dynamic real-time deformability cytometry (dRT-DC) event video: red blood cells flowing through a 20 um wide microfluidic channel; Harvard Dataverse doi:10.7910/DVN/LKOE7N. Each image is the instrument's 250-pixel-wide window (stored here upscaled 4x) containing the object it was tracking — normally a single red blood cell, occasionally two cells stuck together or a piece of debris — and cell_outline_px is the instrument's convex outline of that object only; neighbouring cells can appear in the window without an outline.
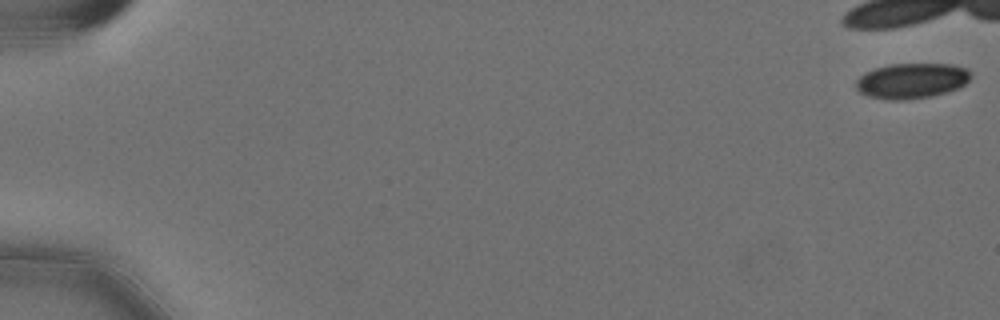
{"species": "Egyptian fruit bat (a non-hibernating species)", "species_latin": "Rousettus aegyptiacus", "temperature_condition": "cold", "stored_images_in_passage": 19, "camera_frame_rate_fps": 3000, "um_per_image_px": 0.085, "animal": {"sex": "female"}, "frame": {"image": 1, "passage_image": 1, "time_ms": 0.0, "image_size_px": [1000, 320], "cell_outline_px": [[968, 80], [964, 84], [956, 88], [944, 92], [928, 96], [904, 100], [888, 100], [868, 96], [860, 92], [856, 88], [856, 80], [864, 72], [876, 68], [892, 64], [952, 64], [964, 68], [968, 72]], "centroid_in_image_um": [77.41, 6.86], "position_along_channel_um": 7.6, "area_um2": 23.18}}